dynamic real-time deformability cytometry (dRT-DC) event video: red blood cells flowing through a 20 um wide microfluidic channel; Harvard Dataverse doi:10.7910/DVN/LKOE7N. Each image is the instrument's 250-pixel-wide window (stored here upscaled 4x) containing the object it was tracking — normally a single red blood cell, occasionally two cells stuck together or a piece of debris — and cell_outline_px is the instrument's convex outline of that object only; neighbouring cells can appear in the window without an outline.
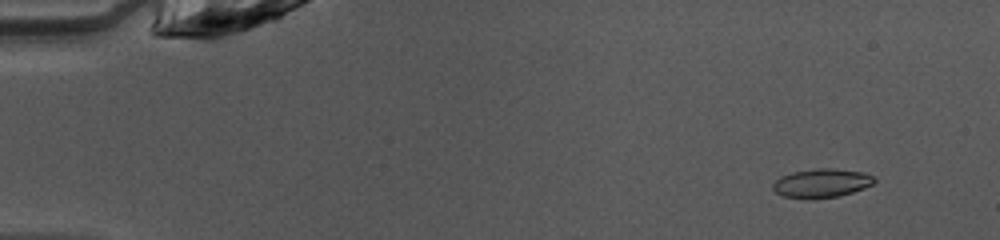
{"species": "common noctule bat (a hibernating species)", "species_latin": "Nyctalus noctula", "temperature_condition": "warm", "stored_images_in_passage": 48, "camera_frame_rate_fps": 3000, "um_per_image_px": 0.085, "animal": {"sex": "female", "body_mass_g": 10.0, "forearm_length_mm": 53.1}, "frame": {"image": 1, "passage_image": 3, "time_ms": 0.667, "image_size_px": [1000, 240], "cell_outline_px": [[876, 180], [872, 184], [864, 188], [840, 196], [808, 200], [784, 196], [776, 192], [772, 188], [772, 184], [780, 176], [792, 172], [816, 168], [832, 168], [864, 172], [876, 176]], "centroid_in_image_um": [69.84, 15.57], "position_along_channel_um": 15.2, "area_um2": 17.34}}
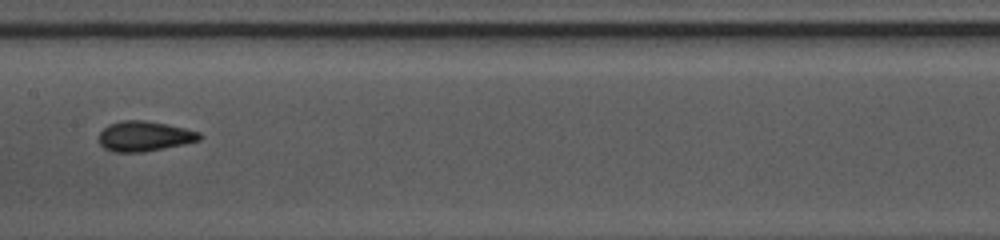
{"frame": {"image": 2, "passage_image": 24, "time_ms": 7.667, "image_size_px": [1000, 240], "cell_outline_px": [[204, 136], [200, 140], [184, 144], [144, 152], [112, 152], [104, 148], [100, 144], [100, 132], [108, 124], [124, 120], [144, 120], [168, 124], [200, 132]], "centroid_in_image_um": [12.3, 11.58], "position_along_channel_um": 195.1, "area_um2": 17.74}}
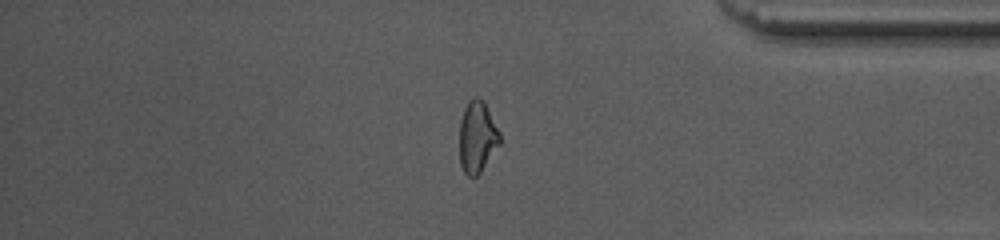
{"frame": {"image": 3, "passage_image": 40, "time_ms": 13.0, "image_size_px": [1000, 240], "cell_outline_px": [[500, 144], [480, 172], [476, 176], [468, 176], [464, 172], [460, 164], [460, 120], [464, 108], [468, 100], [476, 96], [484, 100], [500, 132]], "centroid_in_image_um": [40.57, 11.61], "position_along_channel_um": 394.6, "area_um2": 16.88}, "authors_computed_cell_mechanics": {"area_um2": 17.0221, "velocity_mm_per_s": 4.0973, "shape_relaxation_time_tau1_ms": 2.9014, "shape_relaxation_time_tau2_ms": 1.4741, "deformation_change_tau1": 0.1138, "deformation_change_tau2": 0.0787}}